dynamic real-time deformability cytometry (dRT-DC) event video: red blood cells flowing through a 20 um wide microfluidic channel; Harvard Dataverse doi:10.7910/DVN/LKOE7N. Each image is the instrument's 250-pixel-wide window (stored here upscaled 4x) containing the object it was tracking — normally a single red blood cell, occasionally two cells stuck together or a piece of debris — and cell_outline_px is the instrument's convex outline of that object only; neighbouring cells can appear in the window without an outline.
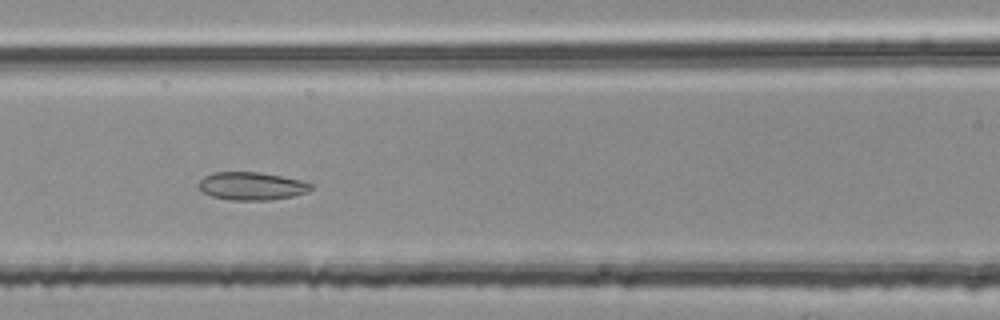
{"species": "common noctule bat (a hibernating species)", "species_latin": "Nyctalus noctula", "temperature_condition": "room temperature", "stored_images_in_passage": 50, "segment_of_instrument_passage": [2, 2], "camera_frame_rate_fps": 3000, "um_per_image_px": 0.085, "animal": {"sex": "female", "body_mass_g": 25.1}, "frame": {"image": 1, "passage_image": 21, "time_ms": 6.667, "image_size_px": [1000, 320], "cell_outline_px": [[312, 188], [308, 192], [292, 196], [268, 200], [232, 200], [212, 196], [204, 192], [196, 184], [204, 176], [212, 172], [256, 172], [280, 176], [300, 180], [312, 184]], "centroid_in_image_um": [21.36, 15.81], "position_along_channel_um": 145.2, "area_um2": 18.15}}
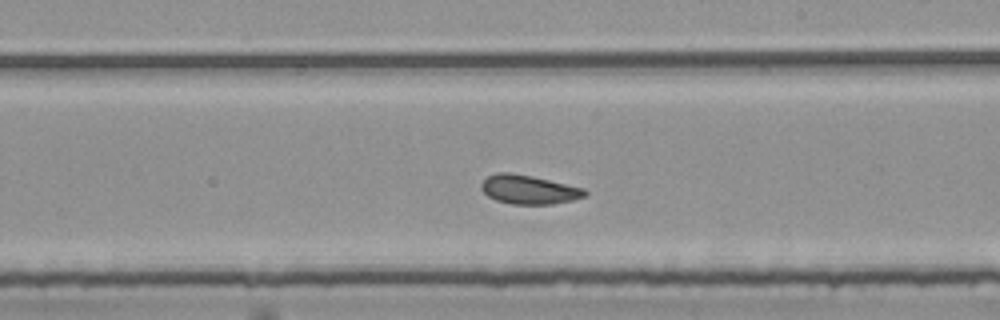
{"frame": {"image": 2, "passage_image": 29, "time_ms": 9.333, "image_size_px": [1000, 320], "cell_outline_px": [[588, 192], [584, 196], [572, 200], [552, 204], [512, 204], [496, 200], [488, 196], [480, 188], [480, 184], [488, 176], [496, 172], [508, 172], [532, 176], [584, 188]], "centroid_in_image_um": [44.93, 16.11], "position_along_channel_um": 244.1, "area_um2": 17.4}}
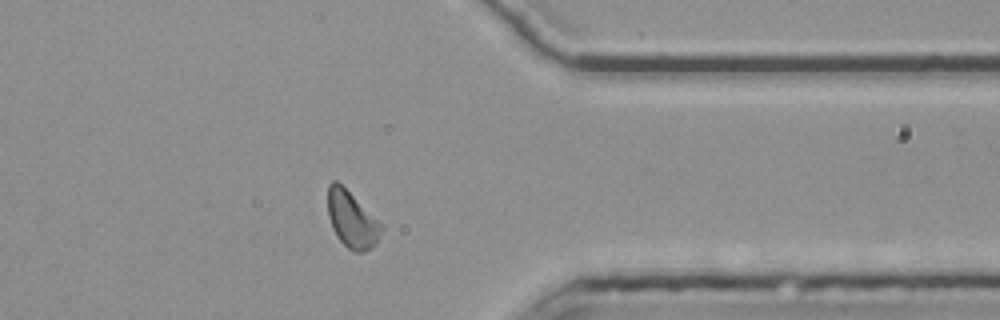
{"frame": {"image": 3, "passage_image": 41, "time_ms": 13.333, "image_size_px": [1000, 320], "cell_outline_px": [[384, 228], [376, 244], [372, 248], [364, 252], [356, 252], [348, 248], [336, 236], [332, 228], [328, 216], [328, 184], [332, 180], [336, 180]], "centroid_in_image_um": [29.88, 18.71], "position_along_channel_um": 381.5, "area_um2": 17.11}}